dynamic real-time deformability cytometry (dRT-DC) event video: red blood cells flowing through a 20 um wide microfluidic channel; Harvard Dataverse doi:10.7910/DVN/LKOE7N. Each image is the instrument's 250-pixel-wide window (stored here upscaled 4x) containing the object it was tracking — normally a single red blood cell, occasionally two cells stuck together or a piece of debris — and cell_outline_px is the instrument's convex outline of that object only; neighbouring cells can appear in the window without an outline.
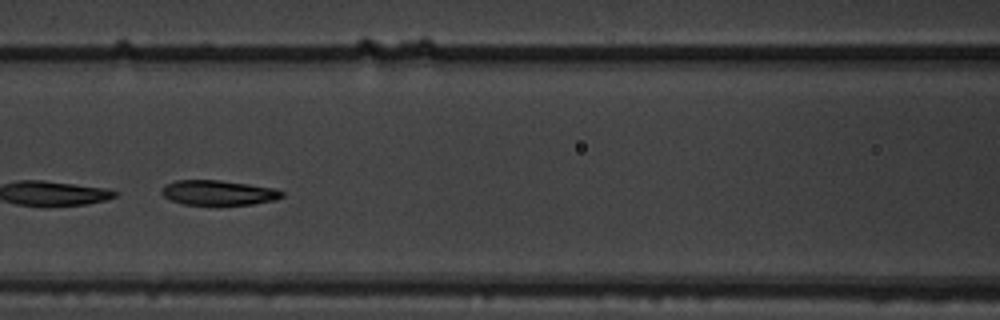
{"species": "common noctule bat (a hibernating species)", "species_latin": "Nyctalus noctula", "temperature_condition": "warm", "stored_images_in_passage": 7, "camera_frame_rate_fps": 3000, "um_per_image_px": 0.085, "animal": {"sex": "male", "body_mass_g": 19.5, "forearm_length_mm": 54.6}, "frame": {"image": 1, "passage_image": 5, "time_ms": 1.333, "image_size_px": [1000, 320], "cell_outline_px": [[284, 196], [276, 200], [252, 204], [180, 204], [164, 196], [160, 192], [160, 188], [164, 184], [176, 180], [220, 180], [276, 188], [284, 192]], "centroid_in_image_um": [18.55, 16.37], "position_along_channel_um": 148.0, "area_um2": 17.51}}
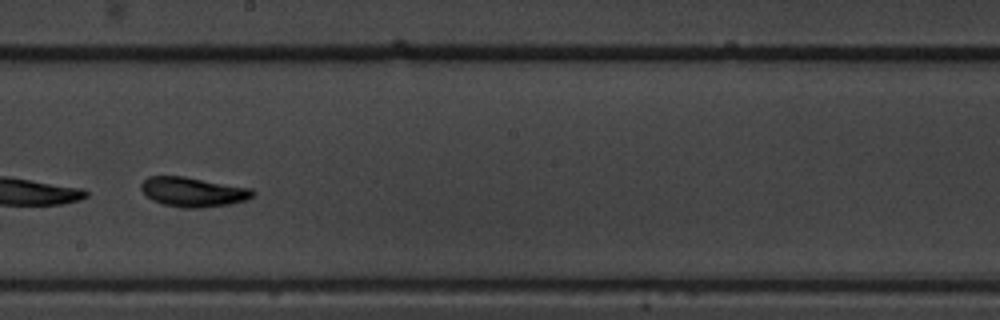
{"frame": {"image": 2, "passage_image": 7, "time_ms": 2.0, "image_size_px": [1000, 320], "cell_outline_px": [[256, 192], [248, 200], [228, 204], [196, 208], [184, 208], [164, 204], [152, 200], [140, 188], [140, 184], [148, 176], [184, 176], [252, 188]], "centroid_in_image_um": [16.43, 16.3], "position_along_channel_um": 231.8, "area_um2": 19.19}}